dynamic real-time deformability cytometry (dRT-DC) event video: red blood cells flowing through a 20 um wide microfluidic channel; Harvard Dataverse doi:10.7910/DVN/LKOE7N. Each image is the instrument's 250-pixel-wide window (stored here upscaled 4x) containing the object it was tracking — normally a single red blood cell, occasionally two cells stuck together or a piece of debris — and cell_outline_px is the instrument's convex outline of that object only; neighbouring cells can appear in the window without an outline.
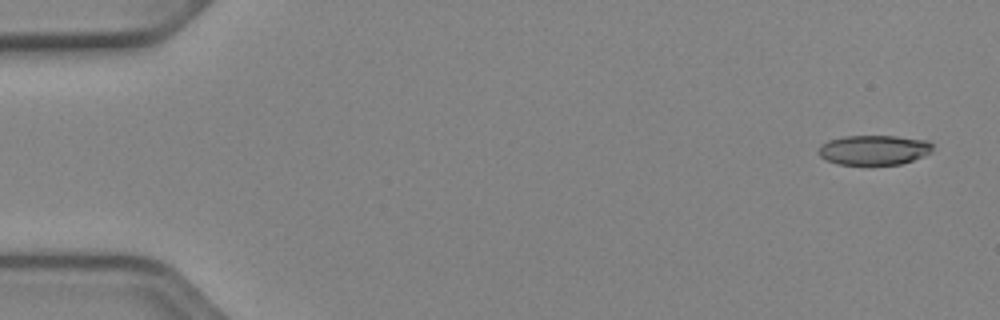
{"species": "Egyptian fruit bat (a non-hibernating species)", "species_latin": "Rousettus aegyptiacus", "temperature_condition": "cold", "stored_images_in_passage": 50, "camera_frame_rate_fps": 3000, "um_per_image_px": 0.085, "animal": {"sex": "female"}, "frame": {"image": 1, "passage_image": 1, "time_ms": 0.0, "image_size_px": [1000, 320], "cell_outline_px": [[932, 148], [928, 152], [912, 160], [900, 164], [868, 168], [840, 164], [828, 160], [820, 156], [820, 144], [828, 140], [844, 136], [896, 136], [928, 140], [932, 144]], "centroid_in_image_um": [74.25, 12.78], "position_along_channel_um": 10.7, "area_um2": 20.29}}
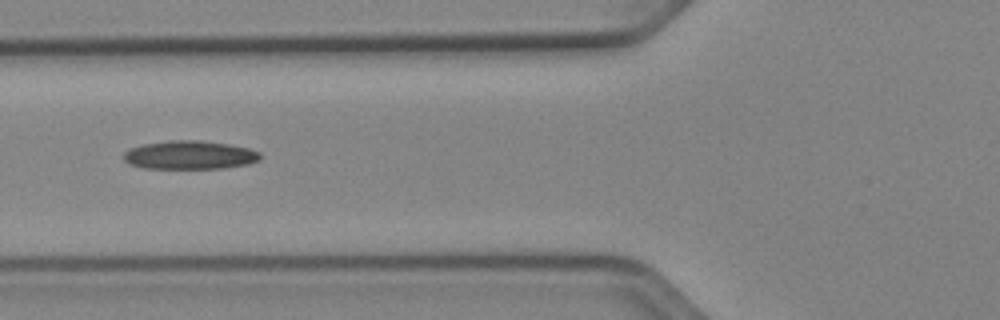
{"frame": {"image": 2, "passage_image": 19, "time_ms": 6.0, "image_size_px": [1000, 320], "cell_outline_px": [[260, 160], [248, 164], [224, 168], [144, 168], [132, 164], [124, 160], [124, 152], [128, 148], [144, 144], [168, 140], [200, 140], [228, 144], [248, 148], [260, 152]], "centroid_in_image_um": [16.13, 13.17], "position_along_channel_um": 109.7, "area_um2": 22.66}}
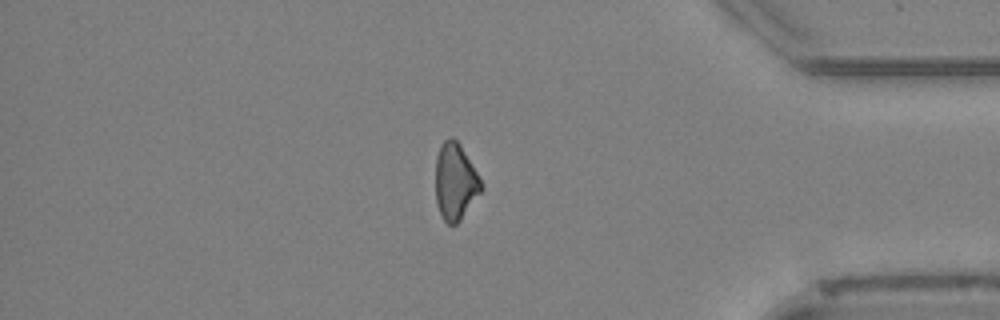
{"frame": {"image": 3, "passage_image": 43, "time_ms": 14.0, "image_size_px": [1000, 320], "cell_outline_px": [[484, 188], [460, 220], [456, 224], [448, 224], [444, 220], [436, 204], [436, 156], [440, 144], [444, 140], [452, 136], [460, 144], [476, 172]], "centroid_in_image_um": [38.68, 15.43], "position_along_channel_um": 396.5, "area_um2": 20.23}}